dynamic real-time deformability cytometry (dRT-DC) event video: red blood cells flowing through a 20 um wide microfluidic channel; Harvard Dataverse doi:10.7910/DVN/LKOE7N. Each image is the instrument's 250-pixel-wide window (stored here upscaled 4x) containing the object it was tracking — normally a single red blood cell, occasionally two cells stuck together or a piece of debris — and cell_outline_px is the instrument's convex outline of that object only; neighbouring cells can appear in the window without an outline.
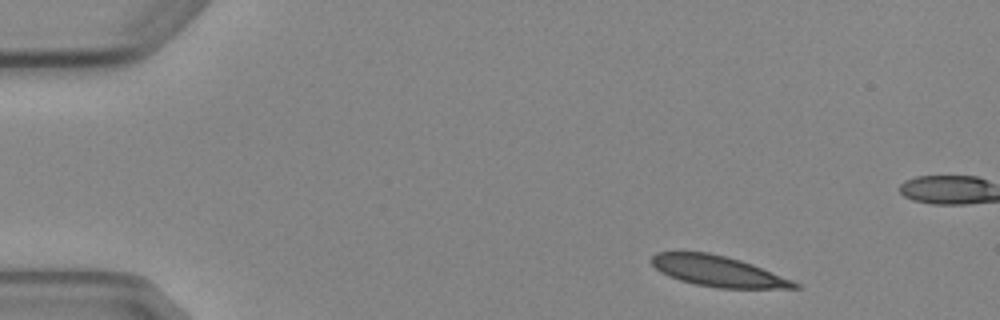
{"species": "Egyptian fruit bat (a non-hibernating species)", "species_latin": "Rousettus aegyptiacus", "temperature_condition": "cold", "stored_images_in_passage": 4, "camera_frame_rate_fps": 3000, "um_per_image_px": 0.085, "animal": {"sex": "female"}, "frame": {"image": 1, "passage_image": 1, "time_ms": 0.0, "image_size_px": [1000, 320], "cell_outline_px": [[800, 288], [716, 288], [696, 284], [680, 280], [668, 276], [660, 272], [648, 260], [656, 252], [708, 252], [740, 260], [752, 264], [792, 280], [800, 284]], "centroid_in_image_um": [60.98, 23.05], "position_along_channel_um": 24.0, "area_um2": 25.43}}